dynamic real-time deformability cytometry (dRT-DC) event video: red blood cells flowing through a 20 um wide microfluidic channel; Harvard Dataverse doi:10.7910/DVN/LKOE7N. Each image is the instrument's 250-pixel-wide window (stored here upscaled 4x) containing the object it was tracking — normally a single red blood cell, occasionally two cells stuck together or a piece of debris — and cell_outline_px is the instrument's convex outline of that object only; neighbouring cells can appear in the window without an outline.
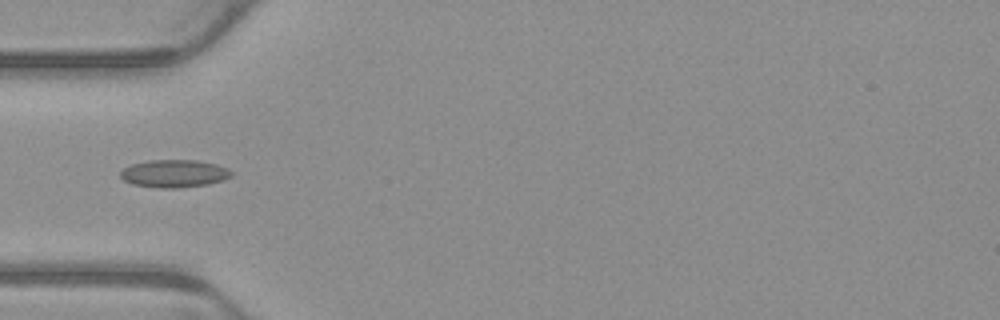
{"species": "common noctule bat (a hibernating species)", "species_latin": "Nyctalus noctula", "temperature_condition": "warm", "stored_images_in_passage": 4, "camera_frame_rate_fps": 3000, "um_per_image_px": 0.085, "animal": {"sex": "male", "body_mass_g": 23.1, "forearm_length_mm": 52.7}, "frame": {"image": 1, "passage_image": 3, "time_ms": 0.667, "image_size_px": [1000, 320], "cell_outline_px": [[232, 176], [224, 180], [208, 184], [180, 188], [160, 188], [132, 184], [124, 180], [120, 176], [120, 172], [124, 168], [132, 164], [148, 160], [196, 160], [216, 164], [228, 168], [232, 172]], "centroid_in_image_um": [14.82, 14.75], "position_along_channel_um": 70.2, "area_um2": 17.98}}
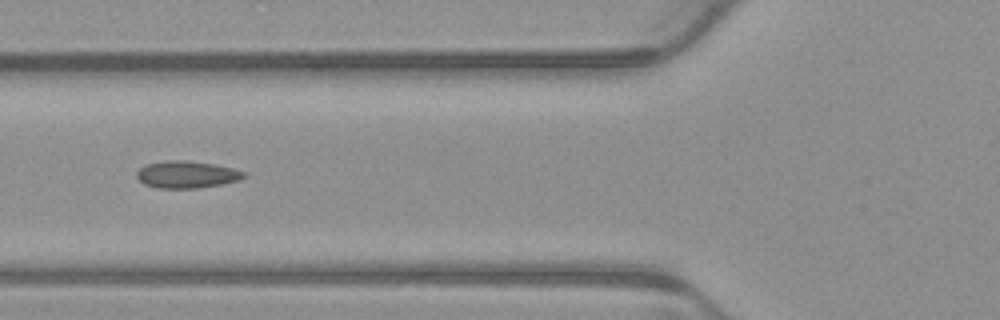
{"frame": {"image": 2, "passage_image": 4, "time_ms": 1.0, "image_size_px": [1000, 320], "cell_outline_px": [[248, 176], [240, 180], [224, 184], [196, 188], [156, 188], [144, 184], [136, 176], [136, 172], [144, 164], [164, 160], [188, 160], [212, 164], [232, 168], [244, 172]], "centroid_in_image_um": [15.86, 14.83], "position_along_channel_um": 109.9, "area_um2": 17.11}}